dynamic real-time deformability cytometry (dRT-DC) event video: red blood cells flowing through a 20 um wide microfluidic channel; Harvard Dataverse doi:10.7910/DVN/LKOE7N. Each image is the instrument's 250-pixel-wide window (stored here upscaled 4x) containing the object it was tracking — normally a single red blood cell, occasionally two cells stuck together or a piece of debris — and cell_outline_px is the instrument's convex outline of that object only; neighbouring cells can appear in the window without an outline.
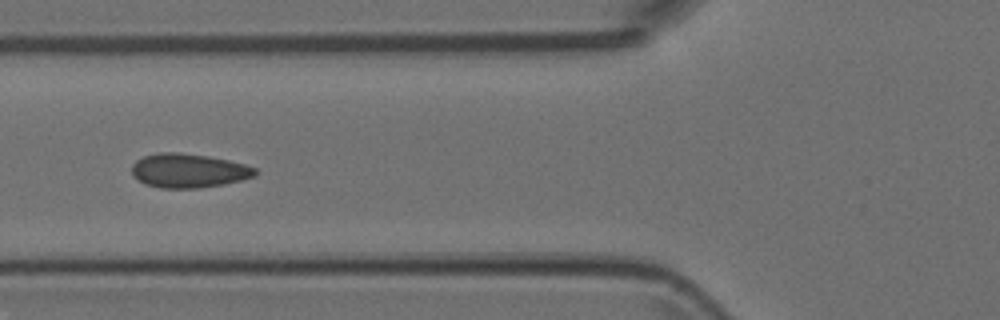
{"species": "Egyptian fruit bat (a non-hibernating species)", "species_latin": "Rousettus aegyptiacus", "temperature_condition": "room temperature", "stored_images_in_passage": 8, "camera_frame_rate_fps": 3000, "um_per_image_px": 0.085, "animal": {"sex": "female"}, "frame": {"image": 1, "passage_image": 5, "time_ms": 1.333, "image_size_px": [1000, 320], "cell_outline_px": [[256, 176], [224, 184], [200, 188], [160, 188], [144, 184], [132, 176], [132, 164], [136, 160], [144, 156], [156, 152], [180, 152], [208, 156], [228, 160], [244, 164], [256, 168]], "centroid_in_image_um": [15.99, 14.5], "position_along_channel_um": 109.8, "area_um2": 24.68}}
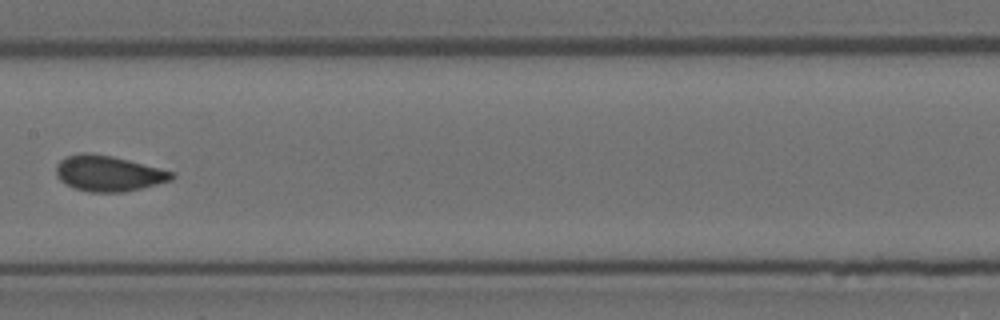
{"frame": {"image": 2, "passage_image": 7, "time_ms": 2.0, "image_size_px": [1000, 320], "cell_outline_px": [[176, 176], [172, 180], [124, 192], [88, 192], [72, 188], [64, 184], [56, 176], [56, 164], [64, 156], [84, 152], [88, 152], [112, 156], [128, 160], [172, 172]], "centroid_in_image_um": [9.14, 14.74], "position_along_channel_um": 198.3, "area_um2": 24.04}}
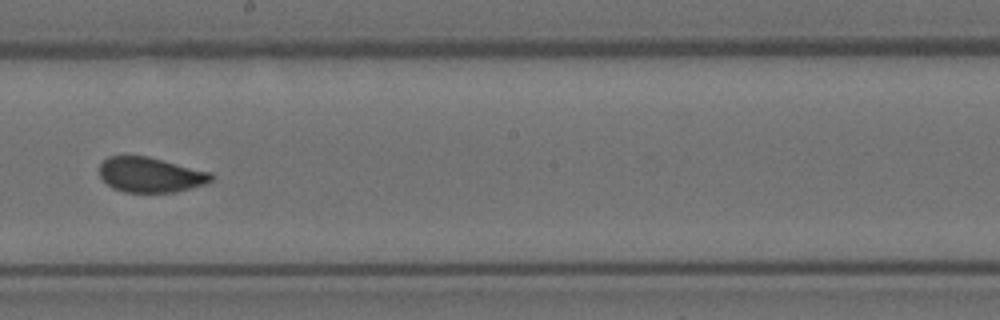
{"frame": {"image": 3, "passage_image": 8, "time_ms": 2.333, "image_size_px": [1000, 320], "cell_outline_px": [[216, 176], [208, 184], [176, 192], [124, 192], [112, 188], [100, 176], [100, 164], [108, 156], [148, 156], [212, 172]], "centroid_in_image_um": [12.85, 14.86], "position_along_channel_um": 235.4, "area_um2": 23.06}}